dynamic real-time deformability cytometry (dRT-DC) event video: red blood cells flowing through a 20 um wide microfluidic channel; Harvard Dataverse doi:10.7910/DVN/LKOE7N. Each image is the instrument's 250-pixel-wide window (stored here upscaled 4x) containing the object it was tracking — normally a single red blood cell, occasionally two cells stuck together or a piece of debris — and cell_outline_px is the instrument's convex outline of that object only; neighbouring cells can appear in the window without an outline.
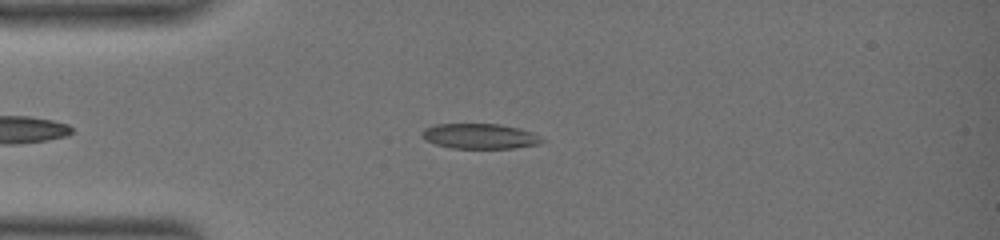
{"species": "common noctule bat (a hibernating species)", "species_latin": "Nyctalus noctula", "temperature_condition": "warm", "stored_images_in_passage": 42, "camera_frame_rate_fps": 3000, "um_per_image_px": 0.085, "animal": {"sex": "female", "body_mass_g": 19.0, "forearm_length_mm": 51.5}, "frame": {"image": 1, "passage_image": 5, "time_ms": 1.333, "image_size_px": [1000, 240], "cell_outline_px": [[548, 140], [540, 144], [516, 148], [452, 148], [436, 144], [424, 140], [420, 136], [420, 132], [424, 128], [436, 124], [500, 124], [520, 128], [532, 132]], "centroid_in_image_um": [40.81, 11.58], "position_along_channel_um": 44.2, "area_um2": 17.92}}
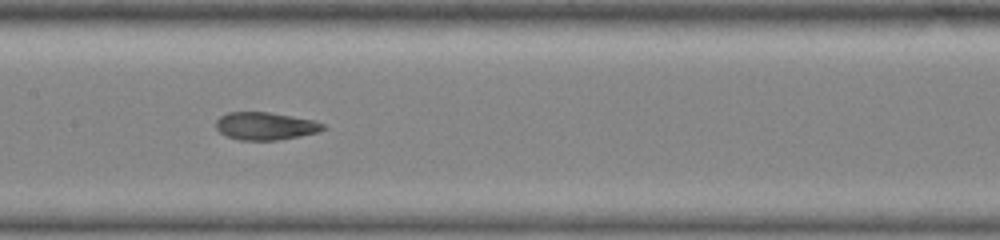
{"frame": {"image": 2, "passage_image": 19, "time_ms": 6.0, "image_size_px": [1000, 240], "cell_outline_px": [[324, 128], [316, 132], [300, 136], [276, 140], [240, 140], [228, 136], [220, 132], [216, 128], [216, 120], [220, 116], [228, 112], [268, 112], [292, 116], [312, 120], [324, 124]], "centroid_in_image_um": [22.52, 10.71], "position_along_channel_um": 184.9, "area_um2": 17.05}}
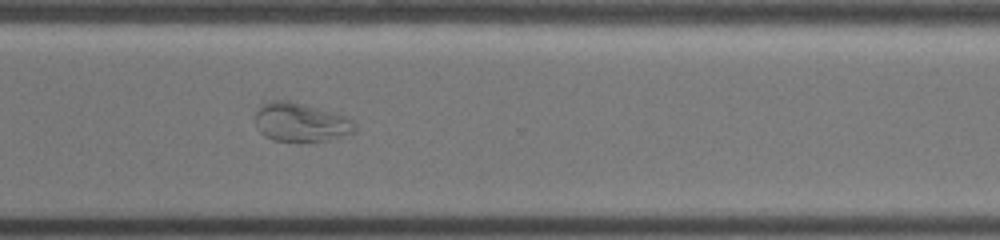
{"frame": {"image": 3, "passage_image": 33, "time_ms": 10.667, "image_size_px": [1000, 240], "cell_outline_px": [[356, 132], [328, 140], [308, 144], [300, 144], [272, 140], [264, 136], [256, 128], [256, 112], [264, 104], [272, 100], [288, 100], [344, 116], [352, 120], [356, 124]], "centroid_in_image_um": [25.56, 10.46], "position_along_channel_um": 345.0, "area_um2": 22.95}}